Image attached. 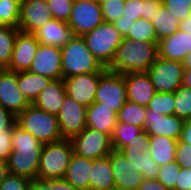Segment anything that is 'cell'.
Returning a JSON list of instances; mask_svg holds the SVG:
<instances>
[{
	"mask_svg": "<svg viewBox=\"0 0 191 190\" xmlns=\"http://www.w3.org/2000/svg\"><path fill=\"white\" fill-rule=\"evenodd\" d=\"M143 130L135 125H129L123 122H117L111 136L113 150L120 151L130 142L138 139V135Z\"/></svg>",
	"mask_w": 191,
	"mask_h": 190,
	"instance_id": "cell-31",
	"label": "cell"
},
{
	"mask_svg": "<svg viewBox=\"0 0 191 190\" xmlns=\"http://www.w3.org/2000/svg\"><path fill=\"white\" fill-rule=\"evenodd\" d=\"M157 57L158 42L123 38L107 69L120 74L147 72Z\"/></svg>",
	"mask_w": 191,
	"mask_h": 190,
	"instance_id": "cell-2",
	"label": "cell"
},
{
	"mask_svg": "<svg viewBox=\"0 0 191 190\" xmlns=\"http://www.w3.org/2000/svg\"><path fill=\"white\" fill-rule=\"evenodd\" d=\"M124 157L133 163L145 179H157L160 166L153 160L148 151L140 149H121Z\"/></svg>",
	"mask_w": 191,
	"mask_h": 190,
	"instance_id": "cell-28",
	"label": "cell"
},
{
	"mask_svg": "<svg viewBox=\"0 0 191 190\" xmlns=\"http://www.w3.org/2000/svg\"><path fill=\"white\" fill-rule=\"evenodd\" d=\"M144 0H125L123 18H143Z\"/></svg>",
	"mask_w": 191,
	"mask_h": 190,
	"instance_id": "cell-42",
	"label": "cell"
},
{
	"mask_svg": "<svg viewBox=\"0 0 191 190\" xmlns=\"http://www.w3.org/2000/svg\"><path fill=\"white\" fill-rule=\"evenodd\" d=\"M74 153L71 139L45 143L41 150L37 178H64Z\"/></svg>",
	"mask_w": 191,
	"mask_h": 190,
	"instance_id": "cell-4",
	"label": "cell"
},
{
	"mask_svg": "<svg viewBox=\"0 0 191 190\" xmlns=\"http://www.w3.org/2000/svg\"><path fill=\"white\" fill-rule=\"evenodd\" d=\"M137 190H170L165 188L157 179H145Z\"/></svg>",
	"mask_w": 191,
	"mask_h": 190,
	"instance_id": "cell-51",
	"label": "cell"
},
{
	"mask_svg": "<svg viewBox=\"0 0 191 190\" xmlns=\"http://www.w3.org/2000/svg\"><path fill=\"white\" fill-rule=\"evenodd\" d=\"M191 188V168L181 167L176 190H189Z\"/></svg>",
	"mask_w": 191,
	"mask_h": 190,
	"instance_id": "cell-48",
	"label": "cell"
},
{
	"mask_svg": "<svg viewBox=\"0 0 191 190\" xmlns=\"http://www.w3.org/2000/svg\"><path fill=\"white\" fill-rule=\"evenodd\" d=\"M63 78L78 74L104 72L103 67L93 56L82 36L73 38L61 48Z\"/></svg>",
	"mask_w": 191,
	"mask_h": 190,
	"instance_id": "cell-3",
	"label": "cell"
},
{
	"mask_svg": "<svg viewBox=\"0 0 191 190\" xmlns=\"http://www.w3.org/2000/svg\"><path fill=\"white\" fill-rule=\"evenodd\" d=\"M19 28L14 26H0V68L4 69L9 66L15 39Z\"/></svg>",
	"mask_w": 191,
	"mask_h": 190,
	"instance_id": "cell-32",
	"label": "cell"
},
{
	"mask_svg": "<svg viewBox=\"0 0 191 190\" xmlns=\"http://www.w3.org/2000/svg\"><path fill=\"white\" fill-rule=\"evenodd\" d=\"M191 50V34L182 30L158 41V56L183 63Z\"/></svg>",
	"mask_w": 191,
	"mask_h": 190,
	"instance_id": "cell-20",
	"label": "cell"
},
{
	"mask_svg": "<svg viewBox=\"0 0 191 190\" xmlns=\"http://www.w3.org/2000/svg\"><path fill=\"white\" fill-rule=\"evenodd\" d=\"M7 174H8L7 163L0 162V184L4 181V178Z\"/></svg>",
	"mask_w": 191,
	"mask_h": 190,
	"instance_id": "cell-56",
	"label": "cell"
},
{
	"mask_svg": "<svg viewBox=\"0 0 191 190\" xmlns=\"http://www.w3.org/2000/svg\"><path fill=\"white\" fill-rule=\"evenodd\" d=\"M51 9V15L54 19L68 22L74 0H47Z\"/></svg>",
	"mask_w": 191,
	"mask_h": 190,
	"instance_id": "cell-39",
	"label": "cell"
},
{
	"mask_svg": "<svg viewBox=\"0 0 191 190\" xmlns=\"http://www.w3.org/2000/svg\"><path fill=\"white\" fill-rule=\"evenodd\" d=\"M151 23L155 28V34L157 41L164 39L165 37L171 36L179 30L180 21L172 12L161 5L159 11L156 13Z\"/></svg>",
	"mask_w": 191,
	"mask_h": 190,
	"instance_id": "cell-29",
	"label": "cell"
},
{
	"mask_svg": "<svg viewBox=\"0 0 191 190\" xmlns=\"http://www.w3.org/2000/svg\"><path fill=\"white\" fill-rule=\"evenodd\" d=\"M127 100L147 107L156 93L147 72L124 73Z\"/></svg>",
	"mask_w": 191,
	"mask_h": 190,
	"instance_id": "cell-19",
	"label": "cell"
},
{
	"mask_svg": "<svg viewBox=\"0 0 191 190\" xmlns=\"http://www.w3.org/2000/svg\"><path fill=\"white\" fill-rule=\"evenodd\" d=\"M147 109L162 115H175L174 92L159 93L156 92L149 102Z\"/></svg>",
	"mask_w": 191,
	"mask_h": 190,
	"instance_id": "cell-35",
	"label": "cell"
},
{
	"mask_svg": "<svg viewBox=\"0 0 191 190\" xmlns=\"http://www.w3.org/2000/svg\"><path fill=\"white\" fill-rule=\"evenodd\" d=\"M40 44L62 48L74 36L67 22L51 19L33 33Z\"/></svg>",
	"mask_w": 191,
	"mask_h": 190,
	"instance_id": "cell-21",
	"label": "cell"
},
{
	"mask_svg": "<svg viewBox=\"0 0 191 190\" xmlns=\"http://www.w3.org/2000/svg\"><path fill=\"white\" fill-rule=\"evenodd\" d=\"M183 63L157 57L147 70L156 92H175L182 85Z\"/></svg>",
	"mask_w": 191,
	"mask_h": 190,
	"instance_id": "cell-8",
	"label": "cell"
},
{
	"mask_svg": "<svg viewBox=\"0 0 191 190\" xmlns=\"http://www.w3.org/2000/svg\"><path fill=\"white\" fill-rule=\"evenodd\" d=\"M87 107L66 95L57 115L61 137L72 139L86 128Z\"/></svg>",
	"mask_w": 191,
	"mask_h": 190,
	"instance_id": "cell-11",
	"label": "cell"
},
{
	"mask_svg": "<svg viewBox=\"0 0 191 190\" xmlns=\"http://www.w3.org/2000/svg\"><path fill=\"white\" fill-rule=\"evenodd\" d=\"M180 30L191 34V16L187 17L185 20L180 21Z\"/></svg>",
	"mask_w": 191,
	"mask_h": 190,
	"instance_id": "cell-55",
	"label": "cell"
},
{
	"mask_svg": "<svg viewBox=\"0 0 191 190\" xmlns=\"http://www.w3.org/2000/svg\"><path fill=\"white\" fill-rule=\"evenodd\" d=\"M53 19L47 0H21L18 28L26 33H34Z\"/></svg>",
	"mask_w": 191,
	"mask_h": 190,
	"instance_id": "cell-15",
	"label": "cell"
},
{
	"mask_svg": "<svg viewBox=\"0 0 191 190\" xmlns=\"http://www.w3.org/2000/svg\"><path fill=\"white\" fill-rule=\"evenodd\" d=\"M181 167L176 161L160 166L157 180L170 190H176Z\"/></svg>",
	"mask_w": 191,
	"mask_h": 190,
	"instance_id": "cell-37",
	"label": "cell"
},
{
	"mask_svg": "<svg viewBox=\"0 0 191 190\" xmlns=\"http://www.w3.org/2000/svg\"><path fill=\"white\" fill-rule=\"evenodd\" d=\"M66 96L63 79L52 80L39 94L33 105L57 116Z\"/></svg>",
	"mask_w": 191,
	"mask_h": 190,
	"instance_id": "cell-22",
	"label": "cell"
},
{
	"mask_svg": "<svg viewBox=\"0 0 191 190\" xmlns=\"http://www.w3.org/2000/svg\"><path fill=\"white\" fill-rule=\"evenodd\" d=\"M110 190H123V189H120V188H118V187H113V188L110 189Z\"/></svg>",
	"mask_w": 191,
	"mask_h": 190,
	"instance_id": "cell-59",
	"label": "cell"
},
{
	"mask_svg": "<svg viewBox=\"0 0 191 190\" xmlns=\"http://www.w3.org/2000/svg\"><path fill=\"white\" fill-rule=\"evenodd\" d=\"M52 79L31 71L17 73L19 90L30 104H33L41 91L51 83Z\"/></svg>",
	"mask_w": 191,
	"mask_h": 190,
	"instance_id": "cell-26",
	"label": "cell"
},
{
	"mask_svg": "<svg viewBox=\"0 0 191 190\" xmlns=\"http://www.w3.org/2000/svg\"><path fill=\"white\" fill-rule=\"evenodd\" d=\"M17 123V117L10 111L0 106V132L12 130Z\"/></svg>",
	"mask_w": 191,
	"mask_h": 190,
	"instance_id": "cell-45",
	"label": "cell"
},
{
	"mask_svg": "<svg viewBox=\"0 0 191 190\" xmlns=\"http://www.w3.org/2000/svg\"><path fill=\"white\" fill-rule=\"evenodd\" d=\"M110 164L113 170L115 187L123 190H137L143 182L142 173L120 151H111Z\"/></svg>",
	"mask_w": 191,
	"mask_h": 190,
	"instance_id": "cell-16",
	"label": "cell"
},
{
	"mask_svg": "<svg viewBox=\"0 0 191 190\" xmlns=\"http://www.w3.org/2000/svg\"><path fill=\"white\" fill-rule=\"evenodd\" d=\"M82 37L93 56L106 68L113 62L116 51L123 39L113 23L104 21Z\"/></svg>",
	"mask_w": 191,
	"mask_h": 190,
	"instance_id": "cell-5",
	"label": "cell"
},
{
	"mask_svg": "<svg viewBox=\"0 0 191 190\" xmlns=\"http://www.w3.org/2000/svg\"><path fill=\"white\" fill-rule=\"evenodd\" d=\"M102 22L101 6L96 0H74L67 22L74 36H83Z\"/></svg>",
	"mask_w": 191,
	"mask_h": 190,
	"instance_id": "cell-9",
	"label": "cell"
},
{
	"mask_svg": "<svg viewBox=\"0 0 191 190\" xmlns=\"http://www.w3.org/2000/svg\"><path fill=\"white\" fill-rule=\"evenodd\" d=\"M50 190H79L67 182L64 178L49 179Z\"/></svg>",
	"mask_w": 191,
	"mask_h": 190,
	"instance_id": "cell-50",
	"label": "cell"
},
{
	"mask_svg": "<svg viewBox=\"0 0 191 190\" xmlns=\"http://www.w3.org/2000/svg\"><path fill=\"white\" fill-rule=\"evenodd\" d=\"M11 133L12 130L0 132V162H7L12 151Z\"/></svg>",
	"mask_w": 191,
	"mask_h": 190,
	"instance_id": "cell-44",
	"label": "cell"
},
{
	"mask_svg": "<svg viewBox=\"0 0 191 190\" xmlns=\"http://www.w3.org/2000/svg\"><path fill=\"white\" fill-rule=\"evenodd\" d=\"M30 179L8 173L0 184V190H29Z\"/></svg>",
	"mask_w": 191,
	"mask_h": 190,
	"instance_id": "cell-41",
	"label": "cell"
},
{
	"mask_svg": "<svg viewBox=\"0 0 191 190\" xmlns=\"http://www.w3.org/2000/svg\"><path fill=\"white\" fill-rule=\"evenodd\" d=\"M125 0H109L101 3V12L104 22L113 23L121 18L124 12Z\"/></svg>",
	"mask_w": 191,
	"mask_h": 190,
	"instance_id": "cell-38",
	"label": "cell"
},
{
	"mask_svg": "<svg viewBox=\"0 0 191 190\" xmlns=\"http://www.w3.org/2000/svg\"><path fill=\"white\" fill-rule=\"evenodd\" d=\"M134 19L123 18V16L113 22L114 27L120 32L123 38L128 36L131 26L134 25Z\"/></svg>",
	"mask_w": 191,
	"mask_h": 190,
	"instance_id": "cell-49",
	"label": "cell"
},
{
	"mask_svg": "<svg viewBox=\"0 0 191 190\" xmlns=\"http://www.w3.org/2000/svg\"><path fill=\"white\" fill-rule=\"evenodd\" d=\"M28 71L52 80L63 79L61 48L39 44Z\"/></svg>",
	"mask_w": 191,
	"mask_h": 190,
	"instance_id": "cell-14",
	"label": "cell"
},
{
	"mask_svg": "<svg viewBox=\"0 0 191 190\" xmlns=\"http://www.w3.org/2000/svg\"><path fill=\"white\" fill-rule=\"evenodd\" d=\"M92 159L73 153L64 179L79 190H90Z\"/></svg>",
	"mask_w": 191,
	"mask_h": 190,
	"instance_id": "cell-24",
	"label": "cell"
},
{
	"mask_svg": "<svg viewBox=\"0 0 191 190\" xmlns=\"http://www.w3.org/2000/svg\"><path fill=\"white\" fill-rule=\"evenodd\" d=\"M39 44L34 34L19 31L15 39L9 66L6 69L16 73L28 71Z\"/></svg>",
	"mask_w": 191,
	"mask_h": 190,
	"instance_id": "cell-17",
	"label": "cell"
},
{
	"mask_svg": "<svg viewBox=\"0 0 191 190\" xmlns=\"http://www.w3.org/2000/svg\"><path fill=\"white\" fill-rule=\"evenodd\" d=\"M127 100L123 74L106 69L100 75L95 102L98 106H107L118 113Z\"/></svg>",
	"mask_w": 191,
	"mask_h": 190,
	"instance_id": "cell-7",
	"label": "cell"
},
{
	"mask_svg": "<svg viewBox=\"0 0 191 190\" xmlns=\"http://www.w3.org/2000/svg\"><path fill=\"white\" fill-rule=\"evenodd\" d=\"M17 124L43 144L62 139L57 116L33 104L17 116Z\"/></svg>",
	"mask_w": 191,
	"mask_h": 190,
	"instance_id": "cell-6",
	"label": "cell"
},
{
	"mask_svg": "<svg viewBox=\"0 0 191 190\" xmlns=\"http://www.w3.org/2000/svg\"><path fill=\"white\" fill-rule=\"evenodd\" d=\"M182 86L191 89V69L183 70Z\"/></svg>",
	"mask_w": 191,
	"mask_h": 190,
	"instance_id": "cell-54",
	"label": "cell"
},
{
	"mask_svg": "<svg viewBox=\"0 0 191 190\" xmlns=\"http://www.w3.org/2000/svg\"><path fill=\"white\" fill-rule=\"evenodd\" d=\"M177 141L165 136H150L148 153L159 166L174 162Z\"/></svg>",
	"mask_w": 191,
	"mask_h": 190,
	"instance_id": "cell-27",
	"label": "cell"
},
{
	"mask_svg": "<svg viewBox=\"0 0 191 190\" xmlns=\"http://www.w3.org/2000/svg\"><path fill=\"white\" fill-rule=\"evenodd\" d=\"M175 161L180 167L191 168V145L177 141Z\"/></svg>",
	"mask_w": 191,
	"mask_h": 190,
	"instance_id": "cell-43",
	"label": "cell"
},
{
	"mask_svg": "<svg viewBox=\"0 0 191 190\" xmlns=\"http://www.w3.org/2000/svg\"><path fill=\"white\" fill-rule=\"evenodd\" d=\"M149 139L150 136L147 134L145 130H143L138 135V139L133 140L123 149H140L146 152L149 150Z\"/></svg>",
	"mask_w": 191,
	"mask_h": 190,
	"instance_id": "cell-47",
	"label": "cell"
},
{
	"mask_svg": "<svg viewBox=\"0 0 191 190\" xmlns=\"http://www.w3.org/2000/svg\"><path fill=\"white\" fill-rule=\"evenodd\" d=\"M71 141L74 153L92 160L107 156L113 150L109 135L89 127L74 136Z\"/></svg>",
	"mask_w": 191,
	"mask_h": 190,
	"instance_id": "cell-10",
	"label": "cell"
},
{
	"mask_svg": "<svg viewBox=\"0 0 191 190\" xmlns=\"http://www.w3.org/2000/svg\"><path fill=\"white\" fill-rule=\"evenodd\" d=\"M117 124V113L107 106H98L94 102L87 107L86 127L105 133L110 137Z\"/></svg>",
	"mask_w": 191,
	"mask_h": 190,
	"instance_id": "cell-23",
	"label": "cell"
},
{
	"mask_svg": "<svg viewBox=\"0 0 191 190\" xmlns=\"http://www.w3.org/2000/svg\"><path fill=\"white\" fill-rule=\"evenodd\" d=\"M30 103L19 90L17 73L6 68L0 70V106L12 112L16 117Z\"/></svg>",
	"mask_w": 191,
	"mask_h": 190,
	"instance_id": "cell-13",
	"label": "cell"
},
{
	"mask_svg": "<svg viewBox=\"0 0 191 190\" xmlns=\"http://www.w3.org/2000/svg\"><path fill=\"white\" fill-rule=\"evenodd\" d=\"M115 187L110 154L92 160L90 190H110Z\"/></svg>",
	"mask_w": 191,
	"mask_h": 190,
	"instance_id": "cell-25",
	"label": "cell"
},
{
	"mask_svg": "<svg viewBox=\"0 0 191 190\" xmlns=\"http://www.w3.org/2000/svg\"><path fill=\"white\" fill-rule=\"evenodd\" d=\"M126 38L145 42H158L153 24L143 18L134 22Z\"/></svg>",
	"mask_w": 191,
	"mask_h": 190,
	"instance_id": "cell-34",
	"label": "cell"
},
{
	"mask_svg": "<svg viewBox=\"0 0 191 190\" xmlns=\"http://www.w3.org/2000/svg\"><path fill=\"white\" fill-rule=\"evenodd\" d=\"M185 120L176 115H162L147 109L144 130L149 136H165L179 140Z\"/></svg>",
	"mask_w": 191,
	"mask_h": 190,
	"instance_id": "cell-18",
	"label": "cell"
},
{
	"mask_svg": "<svg viewBox=\"0 0 191 190\" xmlns=\"http://www.w3.org/2000/svg\"><path fill=\"white\" fill-rule=\"evenodd\" d=\"M29 190H50L49 179H31L29 184Z\"/></svg>",
	"mask_w": 191,
	"mask_h": 190,
	"instance_id": "cell-52",
	"label": "cell"
},
{
	"mask_svg": "<svg viewBox=\"0 0 191 190\" xmlns=\"http://www.w3.org/2000/svg\"><path fill=\"white\" fill-rule=\"evenodd\" d=\"M161 5L162 0H144L143 19L151 22Z\"/></svg>",
	"mask_w": 191,
	"mask_h": 190,
	"instance_id": "cell-46",
	"label": "cell"
},
{
	"mask_svg": "<svg viewBox=\"0 0 191 190\" xmlns=\"http://www.w3.org/2000/svg\"><path fill=\"white\" fill-rule=\"evenodd\" d=\"M179 140L191 145V119L185 120Z\"/></svg>",
	"mask_w": 191,
	"mask_h": 190,
	"instance_id": "cell-53",
	"label": "cell"
},
{
	"mask_svg": "<svg viewBox=\"0 0 191 190\" xmlns=\"http://www.w3.org/2000/svg\"><path fill=\"white\" fill-rule=\"evenodd\" d=\"M11 142L12 151L6 162L8 173L30 180L37 178L41 150L44 144L17 123L12 128Z\"/></svg>",
	"mask_w": 191,
	"mask_h": 190,
	"instance_id": "cell-1",
	"label": "cell"
},
{
	"mask_svg": "<svg viewBox=\"0 0 191 190\" xmlns=\"http://www.w3.org/2000/svg\"><path fill=\"white\" fill-rule=\"evenodd\" d=\"M147 107L138 105L135 102L126 100L123 107L117 113V122L135 125L144 130Z\"/></svg>",
	"mask_w": 191,
	"mask_h": 190,
	"instance_id": "cell-30",
	"label": "cell"
},
{
	"mask_svg": "<svg viewBox=\"0 0 191 190\" xmlns=\"http://www.w3.org/2000/svg\"><path fill=\"white\" fill-rule=\"evenodd\" d=\"M169 12H172L179 21L185 20L190 15L191 0H162Z\"/></svg>",
	"mask_w": 191,
	"mask_h": 190,
	"instance_id": "cell-40",
	"label": "cell"
},
{
	"mask_svg": "<svg viewBox=\"0 0 191 190\" xmlns=\"http://www.w3.org/2000/svg\"><path fill=\"white\" fill-rule=\"evenodd\" d=\"M21 0H0V26L18 28Z\"/></svg>",
	"mask_w": 191,
	"mask_h": 190,
	"instance_id": "cell-33",
	"label": "cell"
},
{
	"mask_svg": "<svg viewBox=\"0 0 191 190\" xmlns=\"http://www.w3.org/2000/svg\"><path fill=\"white\" fill-rule=\"evenodd\" d=\"M99 4H101V3H104V2H106V1H109V0H96Z\"/></svg>",
	"mask_w": 191,
	"mask_h": 190,
	"instance_id": "cell-58",
	"label": "cell"
},
{
	"mask_svg": "<svg viewBox=\"0 0 191 190\" xmlns=\"http://www.w3.org/2000/svg\"><path fill=\"white\" fill-rule=\"evenodd\" d=\"M175 115L184 120L191 119V89L180 86L174 92Z\"/></svg>",
	"mask_w": 191,
	"mask_h": 190,
	"instance_id": "cell-36",
	"label": "cell"
},
{
	"mask_svg": "<svg viewBox=\"0 0 191 190\" xmlns=\"http://www.w3.org/2000/svg\"><path fill=\"white\" fill-rule=\"evenodd\" d=\"M103 72H92L63 78L66 95L88 107L95 102L96 90Z\"/></svg>",
	"mask_w": 191,
	"mask_h": 190,
	"instance_id": "cell-12",
	"label": "cell"
},
{
	"mask_svg": "<svg viewBox=\"0 0 191 190\" xmlns=\"http://www.w3.org/2000/svg\"><path fill=\"white\" fill-rule=\"evenodd\" d=\"M184 69H191V50L188 52L186 58L183 61Z\"/></svg>",
	"mask_w": 191,
	"mask_h": 190,
	"instance_id": "cell-57",
	"label": "cell"
}]
</instances>
